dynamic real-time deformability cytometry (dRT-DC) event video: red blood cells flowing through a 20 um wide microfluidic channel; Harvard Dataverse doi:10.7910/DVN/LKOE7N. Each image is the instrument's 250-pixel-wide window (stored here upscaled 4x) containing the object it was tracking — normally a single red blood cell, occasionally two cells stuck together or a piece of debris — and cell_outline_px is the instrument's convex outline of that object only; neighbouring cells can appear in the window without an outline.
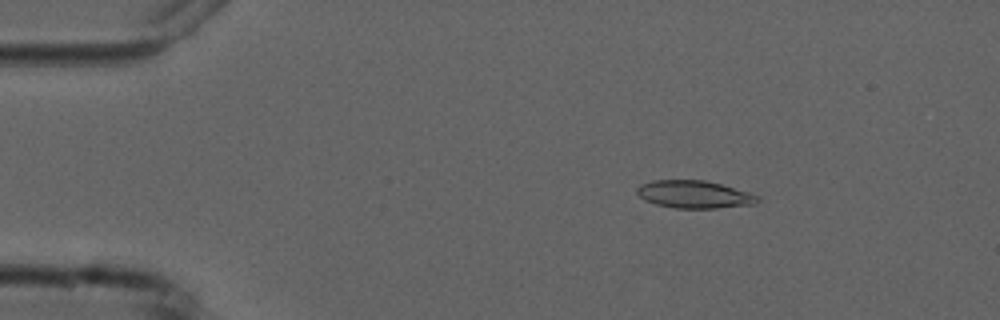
{"species": "common noctule bat (a hibernating species)", "species_latin": "Nyctalus noctula", "temperature_condition": "cold", "stored_images_in_passage": 5, "camera_frame_rate_fps": 3000, "um_per_image_px": 0.085, "animal": {"sex": "male", "forearm_length_mm": 52.5}, "frame": {"image": 1, "passage_image": 3, "time_ms": 2.333, "image_size_px": [1000, 320], "cell_outline_px": [[760, 200], [756, 204], [716, 208], [676, 208], [656, 204], [644, 200], [636, 192], [636, 188], [640, 184], [652, 180], [704, 180], [720, 184], [748, 192], [760, 196]], "centroid_in_image_um": [59.0, 16.52], "position_along_channel_um": 26.0, "area_um2": 19.42}}